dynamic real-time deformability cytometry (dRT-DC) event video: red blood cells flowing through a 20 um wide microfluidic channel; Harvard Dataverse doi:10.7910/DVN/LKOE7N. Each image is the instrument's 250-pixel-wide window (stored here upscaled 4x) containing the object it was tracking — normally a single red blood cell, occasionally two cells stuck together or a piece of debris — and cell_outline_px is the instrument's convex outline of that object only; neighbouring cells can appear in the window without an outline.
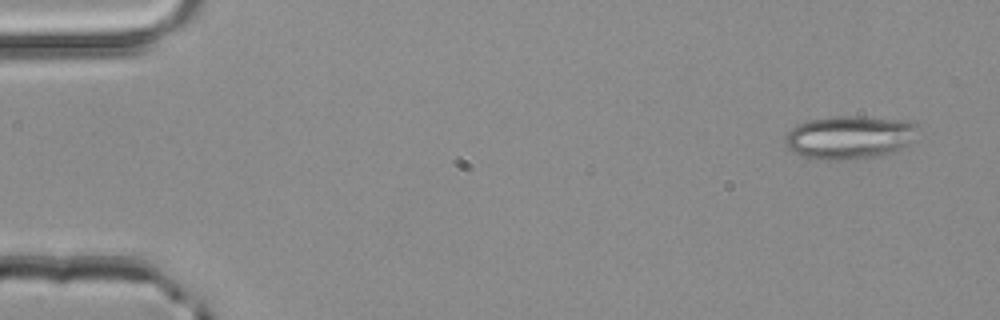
{"species": "common noctule bat (a hibernating species)", "species_latin": "Nyctalus noctula", "temperature_condition": "room temperature", "stored_images_in_passage": 4, "camera_frame_rate_fps": 3000, "um_per_image_px": 0.085, "animal": {"sex": "male", "body_mass_g": 20.4}, "frame": {"image": 1, "passage_image": 1, "time_ms": 0.0, "image_size_px": [1000, 320], "cell_outline_px": [[920, 128], [916, 140], [884, 156], [844, 160], [828, 160], [804, 156], [788, 148], [784, 144], [784, 136], [792, 128], [808, 120], [836, 116], [856, 116], [916, 120], [920, 124]], "centroid_in_image_um": [72.33, 11.65], "position_along_channel_um": 12.7, "area_um2": 34.16}}